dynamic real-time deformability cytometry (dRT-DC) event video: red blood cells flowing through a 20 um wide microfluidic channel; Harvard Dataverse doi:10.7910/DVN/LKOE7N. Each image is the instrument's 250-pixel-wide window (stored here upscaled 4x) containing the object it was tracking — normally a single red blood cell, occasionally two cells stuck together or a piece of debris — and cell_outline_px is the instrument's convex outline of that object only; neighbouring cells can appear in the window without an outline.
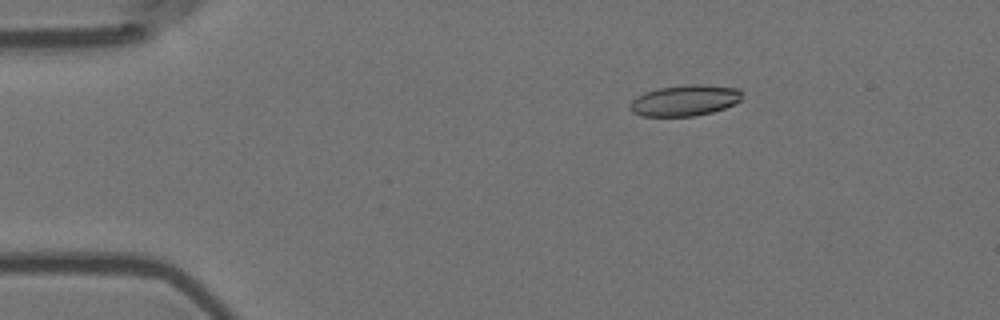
{"species": "Egyptian fruit bat (a non-hibernating species)", "species_latin": "Rousettus aegyptiacus", "temperature_condition": "room temperature", "stored_images_in_passage": 48, "camera_frame_rate_fps": 3000, "um_per_image_px": 0.085, "animal": {"sex": "female"}, "frame": {"image": 1, "passage_image": 1, "time_ms": 0.0, "image_size_px": [1000, 320], "cell_outline_px": [[740, 100], [724, 108], [712, 112], [696, 116], [640, 116], [632, 112], [628, 108], [628, 104], [636, 96], [644, 92], [660, 88], [688, 84], [704, 84], [740, 88]], "centroid_in_image_um": [58.16, 8.54], "position_along_channel_um": 26.8, "area_um2": 20.35}}
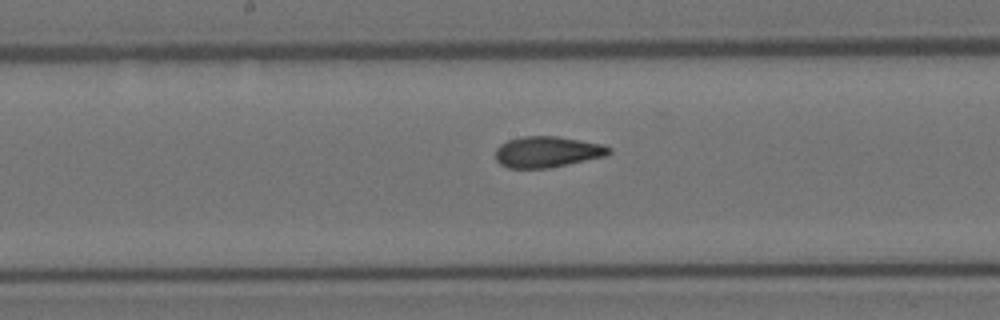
{"frame": {"image": 2, "passage_image": 21, "time_ms": 6.667, "image_size_px": [1000, 320], "cell_outline_px": [[612, 152], [604, 156], [568, 164], [548, 168], [508, 168], [500, 164], [496, 160], [496, 148], [500, 144], [508, 140], [524, 136], [556, 136], [600, 144], [612, 148]], "centroid_in_image_um": [46.48, 12.91], "position_along_channel_um": 201.7, "area_um2": 20.35}}
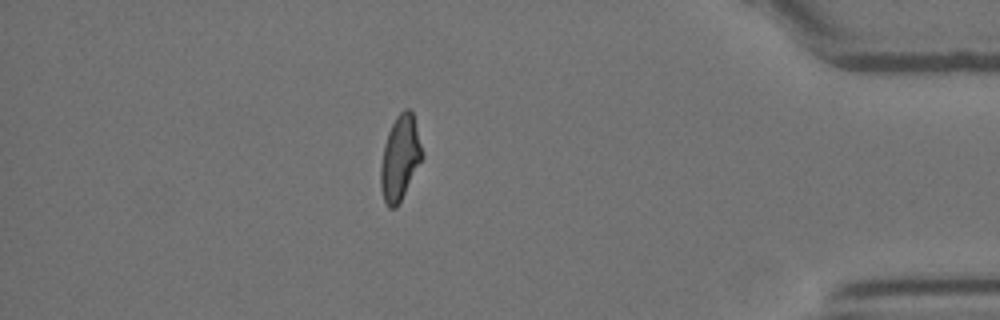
{"frame": {"image": 3, "passage_image": 41, "time_ms": 13.333, "image_size_px": [1000, 320], "cell_outline_px": [[424, 156], [396, 208], [388, 208], [384, 200], [380, 188], [380, 164], [384, 144], [388, 132], [396, 116], [404, 108], [408, 108], [412, 112]], "centroid_in_image_um": [33.98, 13.43], "position_along_channel_um": 401.2, "area_um2": 20.35}, "authors_computed_cell_mechanics": {"area_um2": 20.6057, "velocity_mm_per_s": 3.5932, "shape_relaxation_time_tau1_ms": null, "shape_relaxation_time_tau2_ms": 1.5262, "deformation_change_tau1": null, "deformation_change_tau2": 0.0858}}